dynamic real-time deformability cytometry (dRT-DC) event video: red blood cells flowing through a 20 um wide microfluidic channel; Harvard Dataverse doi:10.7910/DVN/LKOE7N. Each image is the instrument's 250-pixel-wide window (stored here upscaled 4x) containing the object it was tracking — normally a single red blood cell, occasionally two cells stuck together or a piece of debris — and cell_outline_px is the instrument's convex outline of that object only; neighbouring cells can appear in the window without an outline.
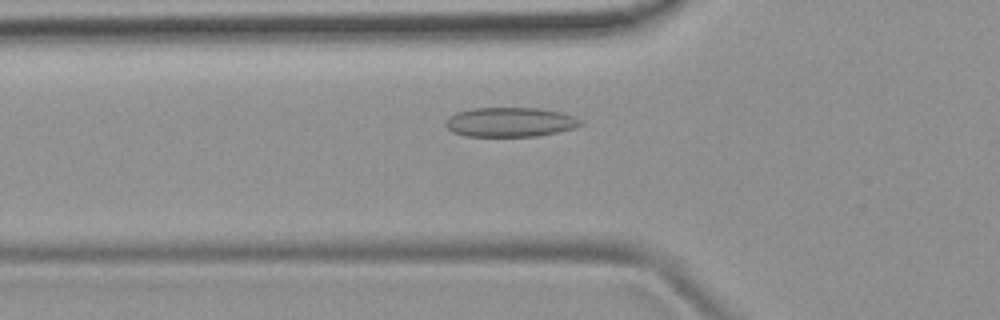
{"species": "common noctule bat (a hibernating species)", "species_latin": "Nyctalus noctula", "temperature_condition": "room temperature", "stored_images_in_passage": 47, "camera_frame_rate_fps": 3000, "um_per_image_px": 0.085, "animal": {"sex": "female", "body_mass_g": 19.9}, "frame": {"image": 1, "passage_image": 13, "time_ms": 4.0, "image_size_px": [1000, 320], "cell_outline_px": [[584, 124], [576, 128], [536, 136], [464, 136], [452, 132], [444, 124], [444, 120], [448, 116], [456, 112], [472, 108], [540, 108], [564, 112], [576, 116], [584, 120]], "centroid_in_image_um": [43.39, 10.37], "position_along_channel_um": 82.4, "area_um2": 23.64}}
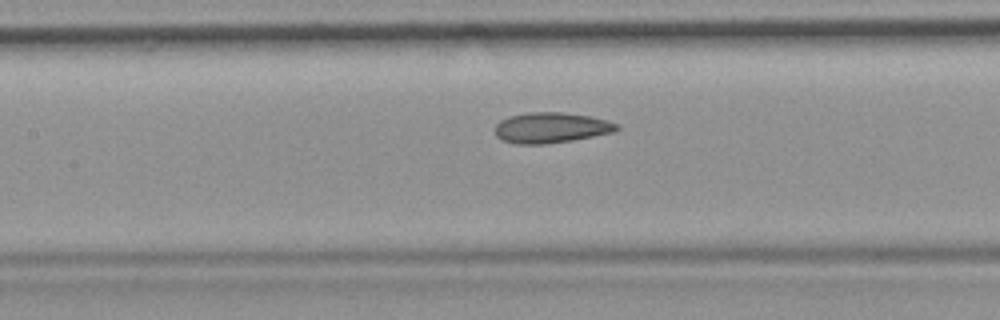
{"frame": {"image": 2, "passage_image": 19, "time_ms": 6.0, "image_size_px": [1000, 320], "cell_outline_px": [[620, 128], [616, 132], [572, 140], [544, 144], [516, 144], [504, 140], [496, 136], [496, 124], [500, 120], [508, 116], [528, 112], [560, 112], [588, 116], [608, 120], [620, 124]], "centroid_in_image_um": [46.87, 10.85], "position_along_channel_um": 160.5, "area_um2": 21.73}}
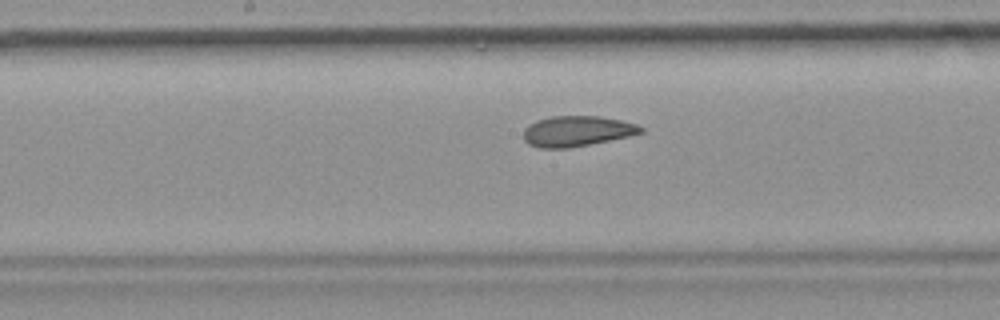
{"frame": {"image": 3, "passage_image": 22, "time_ms": 7.0, "image_size_px": [1000, 320], "cell_outline_px": [[644, 132], [628, 136], [568, 148], [540, 148], [528, 144], [524, 140], [524, 128], [528, 124], [536, 120], [552, 116], [600, 116], [620, 120], [636, 124], [644, 128]], "centroid_in_image_um": [49.0, 11.14], "position_along_channel_um": 199.2, "area_um2": 20.75}, "authors_computed_cell_mechanics": {"area_um2": 21.8484, "velocity_mm_per_s": 3.8786, "shape_relaxation_time_tau1_ms": null, "shape_relaxation_time_tau2_ms": 1.8071, "deformation_change_tau1": null, "deformation_change_tau2": 0.0736}}